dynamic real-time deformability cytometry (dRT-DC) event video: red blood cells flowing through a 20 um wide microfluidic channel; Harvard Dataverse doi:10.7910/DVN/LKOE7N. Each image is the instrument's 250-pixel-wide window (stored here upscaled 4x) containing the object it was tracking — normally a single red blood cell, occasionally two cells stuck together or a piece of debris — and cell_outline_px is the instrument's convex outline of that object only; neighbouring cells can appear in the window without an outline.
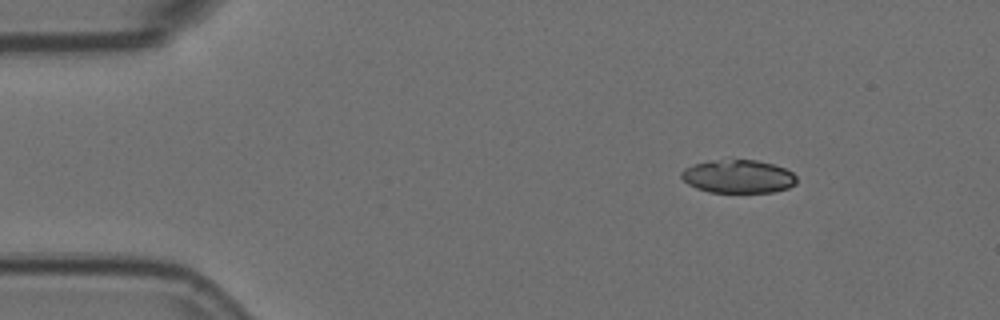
{"species": "Egyptian fruit bat (a non-hibernating species)", "species_latin": "Rousettus aegyptiacus", "temperature_condition": "room temperature", "stored_images_in_passage": 6, "camera_frame_rate_fps": 3000, "um_per_image_px": 0.085, "animal": {"sex": "female"}, "frame": {"image": 1, "passage_image": 1, "time_ms": 0.0, "image_size_px": [1000, 320], "cell_outline_px": [[796, 184], [788, 188], [772, 192], [708, 192], [696, 188], [688, 184], [680, 176], [680, 172], [684, 168], [708, 160], [756, 160], [772, 164], [784, 168], [792, 172], [796, 176]], "centroid_in_image_um": [62.73, 15.0], "position_along_channel_um": 22.3, "area_um2": 22.31}}
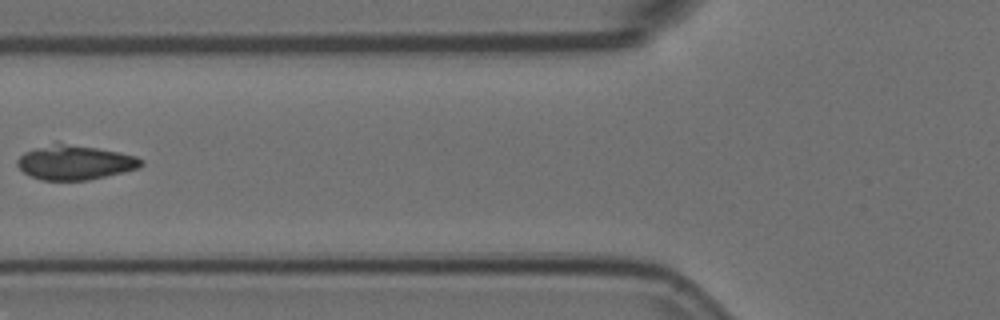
{"frame": {"image": 2, "passage_image": 5, "time_ms": 1.333, "image_size_px": [1000, 320], "cell_outline_px": [[144, 164], [140, 168], [88, 180], [40, 180], [24, 172], [16, 164], [16, 160], [24, 152], [56, 140], [120, 152], [136, 156], [144, 160]], "centroid_in_image_um": [6.37, 13.77], "position_along_channel_um": 119.4, "area_um2": 25.43}}
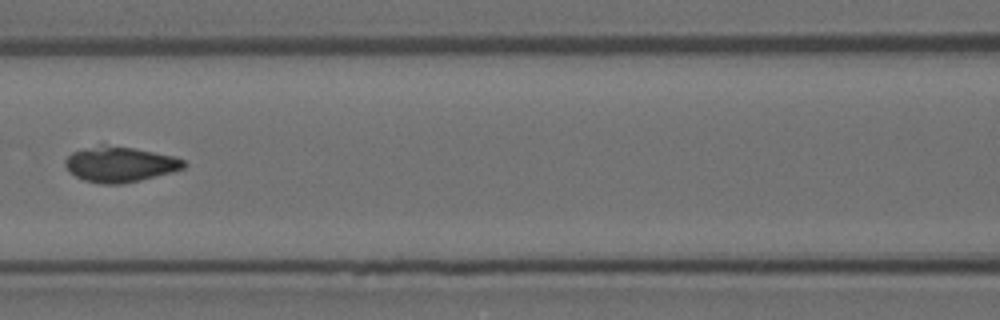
{"frame": {"image": 3, "passage_image": 6, "time_ms": 1.667, "image_size_px": [1000, 320], "cell_outline_px": [[188, 164], [184, 168], [172, 172], [140, 180], [120, 184], [100, 184], [84, 180], [68, 172], [64, 164], [64, 160], [72, 152], [84, 148], [132, 148], [172, 156], [184, 160]], "centroid_in_image_um": [10.19, 14.01], "position_along_channel_um": 156.4, "area_um2": 23.7}}